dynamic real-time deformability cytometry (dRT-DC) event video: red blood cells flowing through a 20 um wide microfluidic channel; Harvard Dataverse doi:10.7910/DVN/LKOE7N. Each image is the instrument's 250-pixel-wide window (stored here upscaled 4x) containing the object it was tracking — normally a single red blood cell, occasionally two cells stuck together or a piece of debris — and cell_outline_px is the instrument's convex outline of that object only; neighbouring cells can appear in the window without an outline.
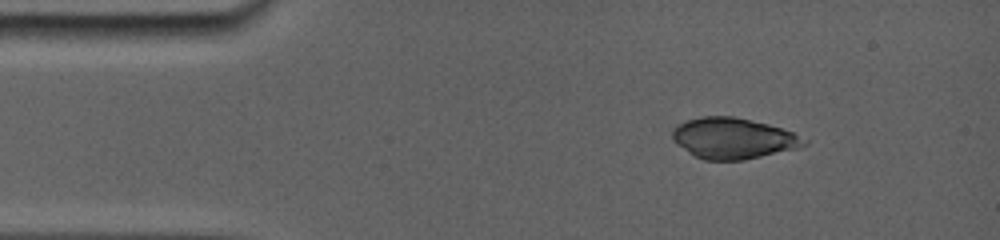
{"species": "common noctule bat (a hibernating species)", "species_latin": "Nyctalus noctula", "temperature_condition": "room temperature", "stored_images_in_passage": 9, "camera_frame_rate_fps": 5000, "um_per_image_px": 0.085, "animal": {"sex": "female", "body_mass_g": 19.0, "forearm_length_mm": 56.7}, "frame": {"image": 1, "passage_image": 1, "time_ms": 0.0, "image_size_px": [1000, 240], "cell_outline_px": [[796, 136], [784, 148], [772, 152], [740, 160], [708, 160], [696, 156], [680, 144], [672, 136], [672, 132], [680, 124], [688, 120], [704, 116], [732, 116], [768, 124], [792, 132]], "centroid_in_image_um": [62.07, 11.71], "position_along_channel_um": 22.9, "area_um2": 28.67}}